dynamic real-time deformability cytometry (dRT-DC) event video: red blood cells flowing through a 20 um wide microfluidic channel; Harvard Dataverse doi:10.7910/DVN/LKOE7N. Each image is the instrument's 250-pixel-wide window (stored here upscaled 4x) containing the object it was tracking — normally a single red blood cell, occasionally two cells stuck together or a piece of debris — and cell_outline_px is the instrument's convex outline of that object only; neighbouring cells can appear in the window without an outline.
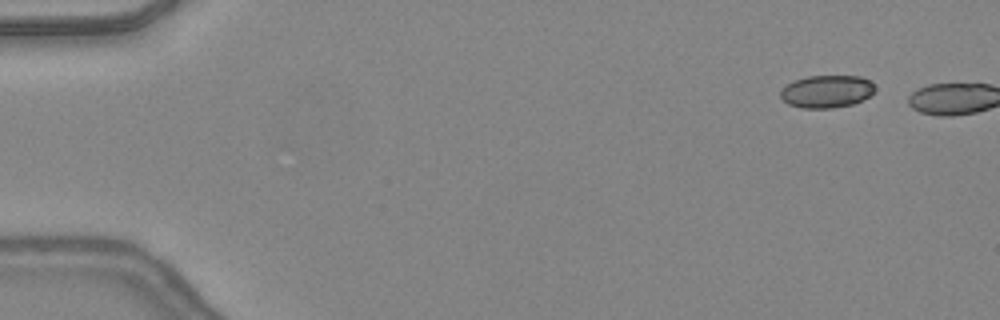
{"species": "common noctule bat (a hibernating species)", "species_latin": "Nyctalus noctula", "temperature_condition": "warm", "stored_images_in_passage": 2, "camera_frame_rate_fps": 3000, "um_per_image_px": 0.085, "animal": {"sex": "female", "body_mass_g": 24.6, "forearm_length_mm": 56.2}, "frame": {"image": 1, "passage_image": 1, "time_ms": 0.0, "image_size_px": [1000, 320], "cell_outline_px": [[876, 92], [852, 104], [832, 108], [800, 108], [788, 104], [780, 96], [780, 92], [792, 80], [808, 76], [860, 76], [868, 80], [876, 88]], "centroid_in_image_um": [70.26, 7.77], "position_along_channel_um": 14.7, "area_um2": 17.86}}